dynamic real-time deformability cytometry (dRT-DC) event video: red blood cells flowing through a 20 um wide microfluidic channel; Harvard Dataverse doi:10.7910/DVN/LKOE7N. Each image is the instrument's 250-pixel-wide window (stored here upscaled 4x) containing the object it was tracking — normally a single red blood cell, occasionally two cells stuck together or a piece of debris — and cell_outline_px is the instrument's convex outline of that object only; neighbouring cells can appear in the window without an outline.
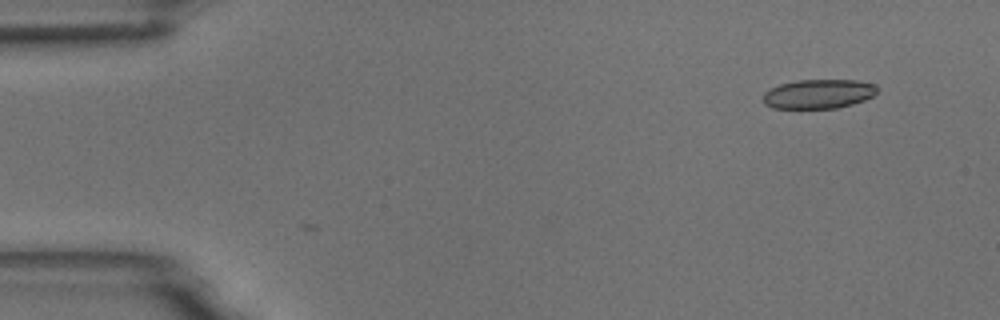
{"species": "common noctule bat (a hibernating species)", "species_latin": "Nyctalus noctula", "temperature_condition": "room temperature", "stored_images_in_passage": 50, "camera_frame_rate_fps": 3000, "um_per_image_px": 0.085, "animal": {"sex": "male", "body_mass_g": 18.8}, "frame": {"image": 1, "passage_image": 1, "time_ms": 0.0, "image_size_px": [1000, 320], "cell_outline_px": [[876, 92], [872, 96], [864, 100], [852, 104], [836, 108], [772, 108], [764, 104], [764, 92], [780, 84], [796, 80], [856, 80], [872, 84], [876, 88]], "centroid_in_image_um": [69.54, 7.98], "position_along_channel_um": 15.5, "area_um2": 19.25}}
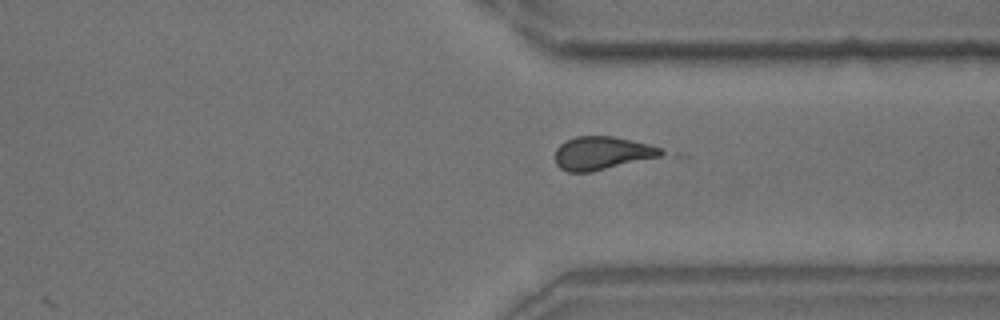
{"frame": {"image": 2, "passage_image": 37, "time_ms": 12.0, "image_size_px": [1000, 320], "cell_outline_px": [[668, 152], [660, 156], [592, 172], [568, 172], [560, 168], [556, 164], [556, 148], [564, 140], [576, 136], [612, 136], [632, 140], [648, 144], [660, 148]], "centroid_in_image_um": [51.15, 13.01], "position_along_channel_um": 360.2, "area_um2": 20.58}}
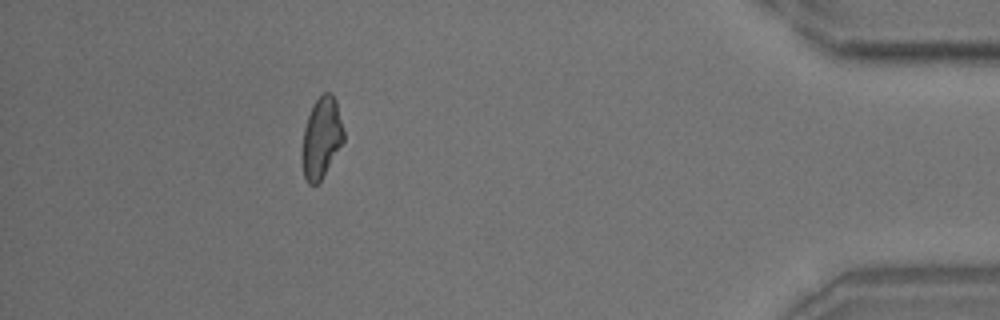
{"frame": {"image": 3, "passage_image": 45, "time_ms": 14.667, "image_size_px": [1000, 320], "cell_outline_px": [[344, 140], [320, 180], [316, 184], [308, 184], [304, 176], [304, 128], [312, 104], [324, 92], [332, 92], [336, 100], [344, 132]], "centroid_in_image_um": [27.35, 11.64], "position_along_channel_um": 407.8, "area_um2": 18.84}, "authors_computed_cell_mechanics": {"area_um2": 21.097, "velocity_mm_per_s": 3.7231, "shape_relaxation_time_tau1_ms": 9.9078, "shape_relaxation_time_tau2_ms": 3.2086, "deformation_change_tau1": 0.1236, "deformation_change_tau2": 0.1441}}